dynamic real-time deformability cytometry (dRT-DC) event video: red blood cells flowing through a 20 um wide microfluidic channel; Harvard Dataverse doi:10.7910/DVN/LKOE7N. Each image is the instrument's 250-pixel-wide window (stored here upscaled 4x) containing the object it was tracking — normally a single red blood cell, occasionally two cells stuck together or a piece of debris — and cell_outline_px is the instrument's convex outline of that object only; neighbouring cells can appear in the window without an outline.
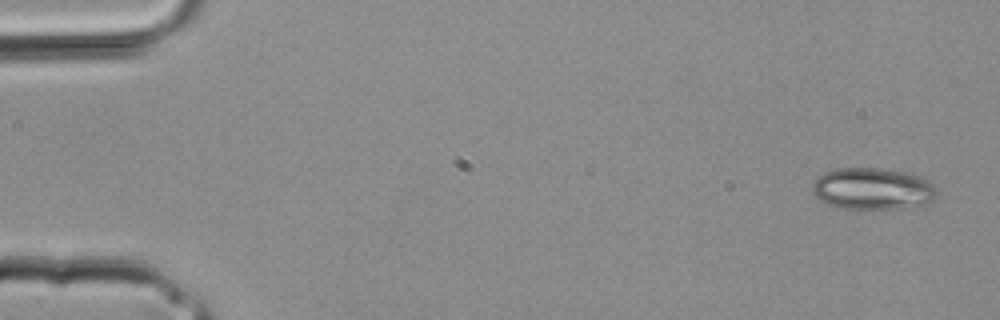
{"species": "common noctule bat (a hibernating species)", "species_latin": "Nyctalus noctula", "temperature_condition": "room temperature", "stored_images_in_passage": 5, "camera_frame_rate_fps": 3000, "um_per_image_px": 0.085, "animal": {"sex": "male", "body_mass_g": 20.4}, "frame": {"image": 1, "passage_image": 1, "time_ms": 0.0, "image_size_px": [1000, 320], "cell_outline_px": [[936, 196], [932, 200], [924, 204], [904, 208], [868, 212], [856, 212], [836, 208], [820, 200], [812, 192], [812, 180], [816, 176], [824, 172], [836, 168], [880, 168], [912, 172], [924, 176], [936, 188]], "centroid_in_image_um": [74.14, 16.08], "position_along_channel_um": 10.9, "area_um2": 31.91}}